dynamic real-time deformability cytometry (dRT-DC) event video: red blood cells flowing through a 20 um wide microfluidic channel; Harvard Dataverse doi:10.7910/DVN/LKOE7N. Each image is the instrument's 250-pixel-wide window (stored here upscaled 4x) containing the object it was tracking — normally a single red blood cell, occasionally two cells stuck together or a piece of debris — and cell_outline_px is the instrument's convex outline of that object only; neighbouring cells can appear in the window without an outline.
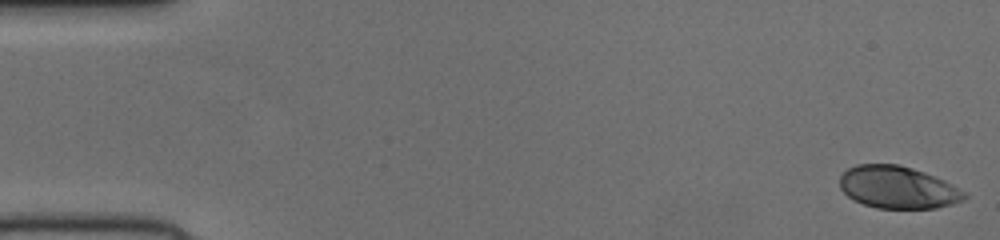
{"species": "human", "species_latin": "Homo sapiens", "temperature_condition": "cold", "stored_images_in_passage": 51, "camera_frame_rate_fps": 3000, "um_per_image_px": 0.085, "donor": {"sex": "female"}, "frame": {"image": 1, "passage_image": 1, "time_ms": 0.0, "image_size_px": [1000, 240], "cell_outline_px": [[968, 196], [964, 200], [952, 204], [936, 208], [876, 208], [852, 200], [840, 188], [840, 176], [848, 168], [856, 164], [900, 164], [924, 172], [944, 180], [968, 192]], "centroid_in_image_um": [76.33, 15.92], "position_along_channel_um": 8.7, "area_um2": 30.92}}
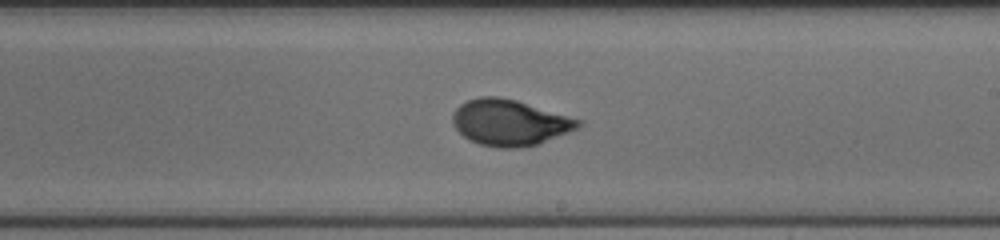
{"frame": {"image": 2, "passage_image": 30, "time_ms": 9.667, "image_size_px": [1000, 240], "cell_outline_px": [[584, 120], [576, 128], [568, 132], [536, 144], [520, 148], [496, 148], [480, 144], [468, 140], [452, 124], [452, 116], [456, 108], [460, 104], [468, 100], [480, 96], [496, 96], [516, 100]], "centroid_in_image_um": [43.29, 10.41], "position_along_channel_um": 245.7, "area_um2": 33.58}}
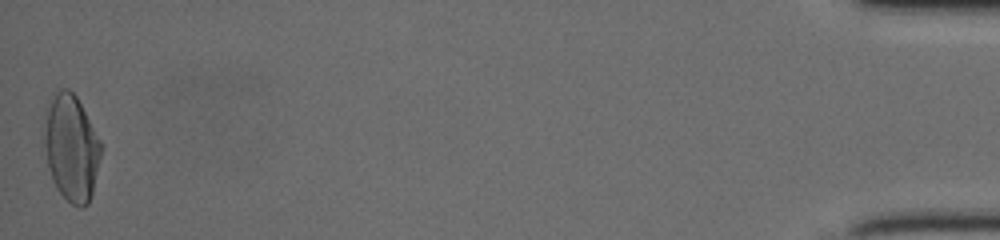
{"frame": {"image": 3, "passage_image": 51, "time_ms": 16.667, "image_size_px": [1000, 240], "cell_outline_px": [[104, 148], [92, 192], [88, 204], [84, 208], [80, 208], [72, 204], [56, 188], [52, 180], [48, 164], [44, 144], [44, 140], [48, 108], [56, 92], [60, 88], [68, 88], [76, 96], [100, 140]], "centroid_in_image_um": [6.1, 12.61], "position_along_channel_um": 429.1, "area_um2": 34.74}}